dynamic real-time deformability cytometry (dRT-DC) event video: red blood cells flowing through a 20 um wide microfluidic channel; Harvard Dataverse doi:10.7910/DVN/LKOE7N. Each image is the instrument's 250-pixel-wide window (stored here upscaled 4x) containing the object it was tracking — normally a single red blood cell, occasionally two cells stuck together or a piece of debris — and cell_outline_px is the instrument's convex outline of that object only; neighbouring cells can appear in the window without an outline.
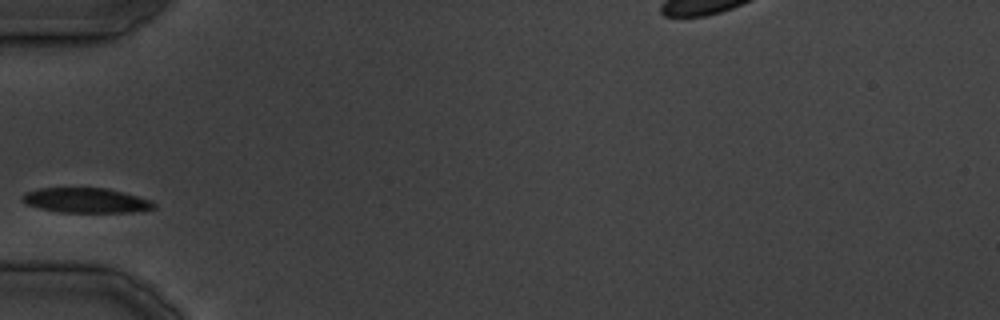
{"species": "common noctule bat (a hibernating species)", "species_latin": "Nyctalus noctula", "temperature_condition": "cold", "stored_images_in_passage": 12, "camera_frame_rate_fps": 3000, "um_per_image_px": 0.085, "animal": {"sex": "male", "body_mass_g": 19.5, "forearm_length_mm": 54.6}, "frame": {"image": 1, "passage_image": 3, "time_ms": 3.0, "image_size_px": [1000, 320], "cell_outline_px": [[156, 208], [132, 212], [60, 212], [40, 208], [24, 204], [20, 200], [20, 196], [24, 192], [40, 188], [108, 188], [136, 196], [148, 200], [156, 204]], "centroid_in_image_um": [7.23, 17.03], "position_along_channel_um": 77.8, "area_um2": 19.07}}